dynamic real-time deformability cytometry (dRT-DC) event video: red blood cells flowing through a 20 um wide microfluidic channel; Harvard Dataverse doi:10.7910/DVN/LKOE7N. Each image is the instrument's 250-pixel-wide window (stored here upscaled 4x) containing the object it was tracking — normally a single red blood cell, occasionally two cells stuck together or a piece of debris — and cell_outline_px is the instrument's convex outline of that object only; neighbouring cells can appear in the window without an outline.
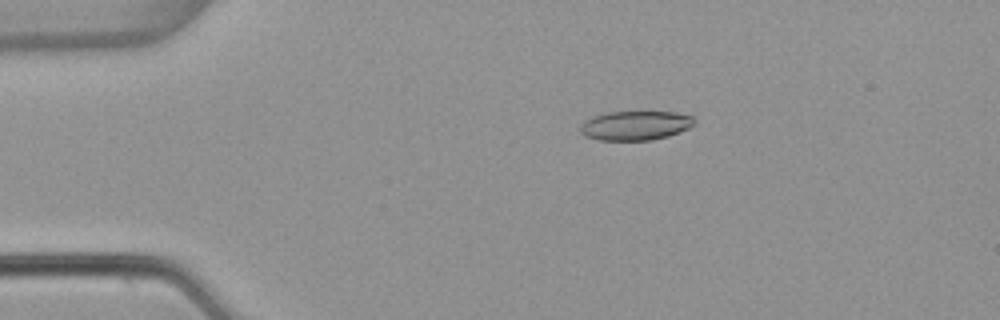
{"species": "common noctule bat (a hibernating species)", "species_latin": "Nyctalus noctula", "temperature_condition": "warm", "stored_images_in_passage": 54, "camera_frame_rate_fps": 3000, "um_per_image_px": 0.085, "animal": {"sex": "female", "body_mass_g": 22.7, "forearm_length_mm": 54.2}, "frame": {"image": 1, "passage_image": 11, "time_ms": 3.333, "image_size_px": [1000, 320], "cell_outline_px": [[696, 124], [680, 132], [668, 136], [652, 140], [600, 140], [584, 136], [580, 132], [580, 124], [592, 116], [608, 112], [676, 112], [692, 116], [696, 120]], "centroid_in_image_um": [54.02, 10.67], "position_along_channel_um": 31.0, "area_um2": 19.59}}
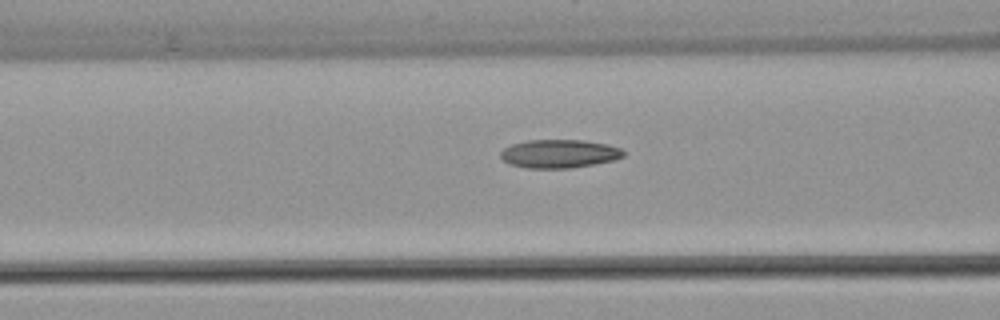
{"frame": {"image": 2, "passage_image": 22, "time_ms": 7.0, "image_size_px": [1000, 320], "cell_outline_px": [[624, 156], [616, 160], [572, 168], [528, 168], [508, 164], [500, 156], [500, 152], [504, 148], [512, 144], [528, 140], [584, 140], [608, 144], [620, 148], [624, 152]], "centroid_in_image_um": [47.54, 13.07], "position_along_channel_um": 119.1, "area_um2": 20.46}}
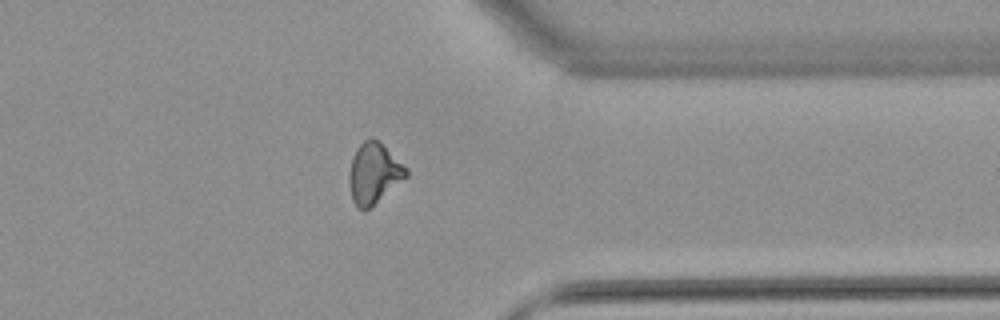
{"frame": {"image": 3, "passage_image": 43, "time_ms": 14.0, "image_size_px": [1000, 320], "cell_outline_px": [[408, 176], [368, 208], [360, 208], [352, 200], [348, 176], [352, 156], [356, 148], [364, 140], [372, 136], [408, 168]], "centroid_in_image_um": [31.77, 14.69], "position_along_channel_um": 379.6, "area_um2": 19.71}, "authors_computed_cell_mechanics": {"area_um2": 19.8543, "velocity_mm_per_s": 3.834, "shape_relaxation_time_tau1_ms": 10.9981, "shape_relaxation_time_tau2_ms": 2.2766, "deformation_change_tau1": 0.2657, "deformation_change_tau2": 0.0999}}